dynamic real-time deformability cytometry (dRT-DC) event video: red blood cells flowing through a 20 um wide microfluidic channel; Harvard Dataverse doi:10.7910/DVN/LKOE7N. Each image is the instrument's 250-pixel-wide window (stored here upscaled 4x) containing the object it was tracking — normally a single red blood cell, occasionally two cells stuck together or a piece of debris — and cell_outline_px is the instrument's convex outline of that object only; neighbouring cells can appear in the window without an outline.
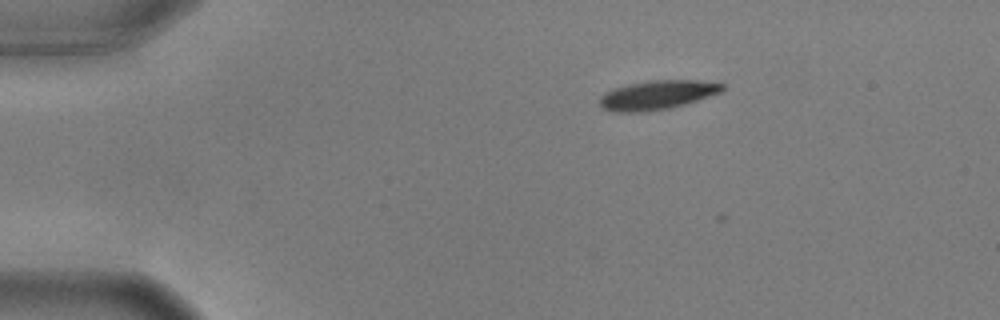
{"species": "common noctule bat (a hibernating species)", "species_latin": "Nyctalus noctula", "temperature_condition": "warm", "stored_images_in_passage": 6, "camera_frame_rate_fps": 3000, "um_per_image_px": 0.085, "animal": {"sex": "male", "body_mass_g": 17.9, "forearm_length_mm": 54.2}, "frame": {"image": 1, "passage_image": 2, "time_ms": 0.333, "image_size_px": [1000, 320], "cell_outline_px": [[724, 88], [720, 92], [684, 104], [668, 108], [644, 112], [612, 112], [604, 108], [600, 104], [600, 96], [604, 92], [628, 84], [652, 80], [696, 80], [724, 84]], "centroid_in_image_um": [55.83, 8.07], "position_along_channel_um": 29.2, "area_um2": 20.52}}